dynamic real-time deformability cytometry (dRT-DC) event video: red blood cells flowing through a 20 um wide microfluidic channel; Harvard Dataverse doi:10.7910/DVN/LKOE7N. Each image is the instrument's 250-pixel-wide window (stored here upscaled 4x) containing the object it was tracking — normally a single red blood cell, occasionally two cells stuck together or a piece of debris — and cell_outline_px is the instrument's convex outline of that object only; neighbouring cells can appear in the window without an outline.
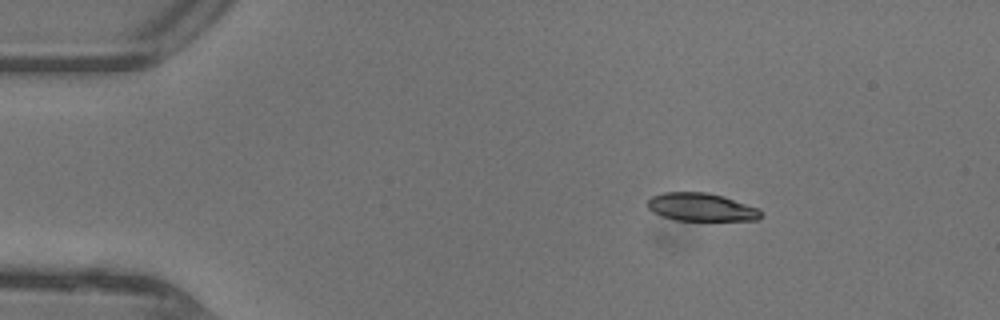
{"species": "common noctule bat (a hibernating species)", "species_latin": "Nyctalus noctula", "temperature_condition": "warm", "stored_images_in_passage": 40, "camera_frame_rate_fps": 3000, "um_per_image_px": 0.085, "animal": {"sex": "female"}, "frame": {"image": 1, "passage_image": 1, "time_ms": 0.0, "image_size_px": [1000, 320], "cell_outline_px": [[760, 220], [676, 220], [660, 216], [652, 212], [648, 208], [648, 200], [652, 196], [664, 192], [708, 192], [724, 196], [760, 208]], "centroid_in_image_um": [59.6, 17.6], "position_along_channel_um": 25.4, "area_um2": 18.61}}
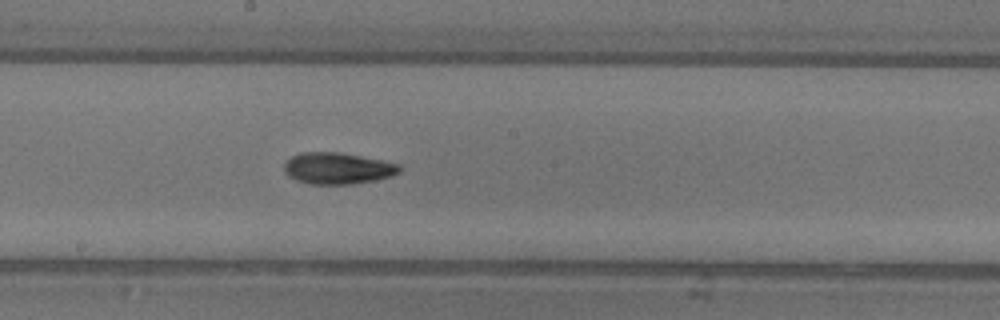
{"frame": {"image": 2, "passage_image": 19, "time_ms": 6.0, "image_size_px": [1000, 320], "cell_outline_px": [[400, 172], [392, 176], [376, 180], [352, 184], [308, 184], [296, 180], [288, 176], [284, 172], [284, 164], [292, 156], [300, 152], [340, 152], [400, 164]], "centroid_in_image_um": [28.68, 14.31], "position_along_channel_um": 219.5, "area_um2": 21.21}}
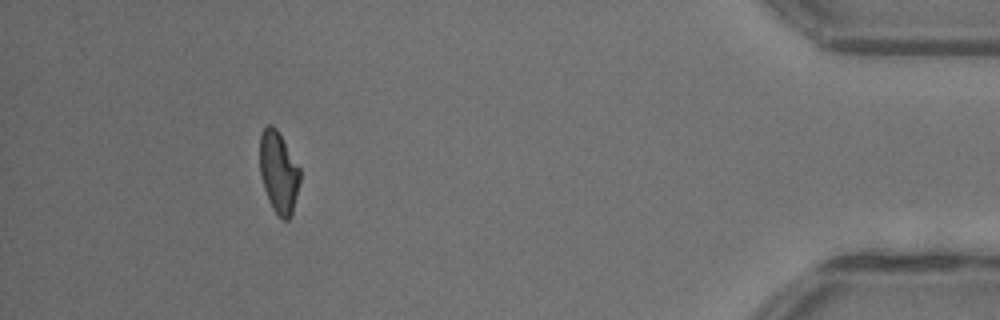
{"frame": {"image": 3, "passage_image": 36, "time_ms": 11.667, "image_size_px": [1000, 320], "cell_outline_px": [[300, 180], [292, 212], [288, 220], [284, 220], [272, 208], [268, 200], [264, 188], [260, 172], [260, 136], [264, 128], [268, 124], [272, 124], [276, 128], [300, 168]], "centroid_in_image_um": [23.67, 14.63], "position_along_channel_um": 411.5, "area_um2": 18.84}, "authors_computed_cell_mechanics": {"area_um2": 19.8254, "velocity_mm_per_s": 4.4672, "shape_relaxation_time_tau1_ms": 4.6358, "shape_relaxation_time_tau2_ms": 5.6356, "deformation_change_tau1": 0.1685, "deformation_change_tau2": 0.1541}}